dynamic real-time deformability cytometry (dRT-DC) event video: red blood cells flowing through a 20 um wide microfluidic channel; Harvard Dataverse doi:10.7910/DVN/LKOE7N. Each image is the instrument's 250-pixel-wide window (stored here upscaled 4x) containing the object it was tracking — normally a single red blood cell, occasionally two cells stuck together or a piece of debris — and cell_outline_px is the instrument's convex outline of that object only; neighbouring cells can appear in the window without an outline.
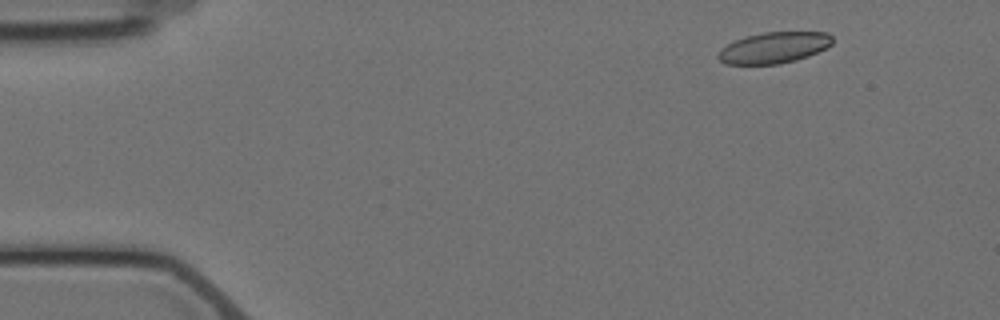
{"species": "Egyptian fruit bat (a non-hibernating species)", "species_latin": "Rousettus aegyptiacus", "temperature_condition": "cold", "stored_images_in_passage": 4, "camera_frame_rate_fps": 3000, "um_per_image_px": 0.085, "animal": {"sex": "female"}, "frame": {"image": 1, "passage_image": 2, "time_ms": 1.0, "image_size_px": [1000, 320], "cell_outline_px": [[832, 44], [808, 56], [796, 60], [780, 64], [724, 64], [716, 56], [720, 48], [736, 40], [748, 36], [764, 32], [828, 32], [832, 36]], "centroid_in_image_um": [65.77, 4.05], "position_along_channel_um": 19.2, "area_um2": 20.63}}